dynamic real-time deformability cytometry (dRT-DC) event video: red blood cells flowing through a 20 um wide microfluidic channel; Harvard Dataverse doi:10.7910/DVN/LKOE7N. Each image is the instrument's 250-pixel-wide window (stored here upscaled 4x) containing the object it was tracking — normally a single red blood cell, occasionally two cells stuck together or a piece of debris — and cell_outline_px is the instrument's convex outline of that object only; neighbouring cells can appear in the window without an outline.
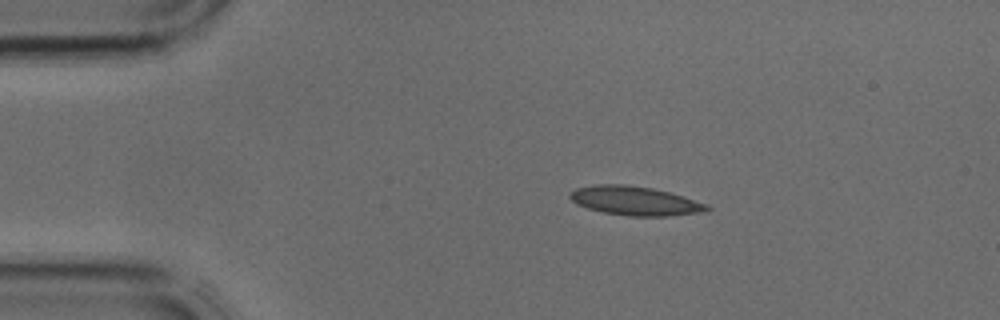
{"species": "common noctule bat (a hibernating species)", "species_latin": "Nyctalus noctula", "temperature_condition": "cold", "stored_images_in_passage": 3, "camera_frame_rate_fps": 3000, "um_per_image_px": 0.085, "animal": {"sex": "male", "body_mass_g": 17.9, "forearm_length_mm": 54.2}, "frame": {"image": 1, "passage_image": 3, "time_ms": 0.667, "image_size_px": [1000, 320], "cell_outline_px": [[712, 208], [708, 212], [668, 216], [628, 216], [604, 212], [588, 208], [576, 204], [568, 196], [568, 192], [576, 188], [596, 184], [624, 184], [652, 188], [684, 196], [708, 204]], "centroid_in_image_um": [54.0, 17.07], "position_along_channel_um": 31.0, "area_um2": 23.41}}